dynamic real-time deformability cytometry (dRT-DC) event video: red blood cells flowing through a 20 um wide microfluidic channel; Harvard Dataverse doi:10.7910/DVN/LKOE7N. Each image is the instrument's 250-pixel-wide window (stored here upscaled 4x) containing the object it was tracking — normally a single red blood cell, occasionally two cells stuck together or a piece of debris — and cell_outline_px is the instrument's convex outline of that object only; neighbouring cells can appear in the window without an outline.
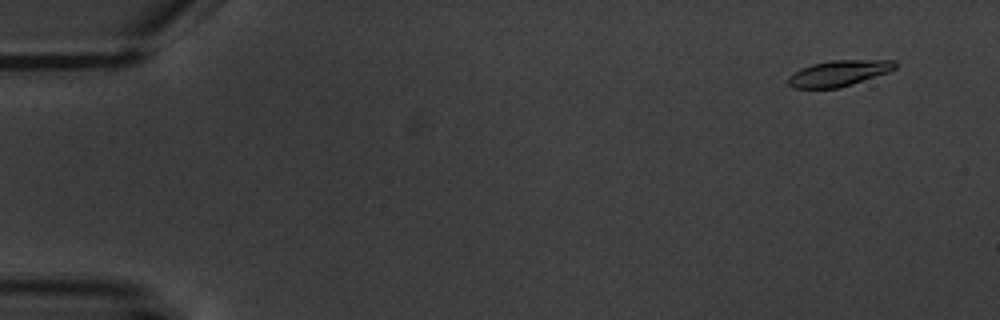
{"species": "common noctule bat (a hibernating species)", "species_latin": "Nyctalus noctula", "temperature_condition": "warm", "stored_images_in_passage": 5, "camera_frame_rate_fps": 3000, "um_per_image_px": 0.085, "animal": {"sex": "male", "body_mass_g": 20.1, "forearm_length_mm": 53.5}, "frame": {"image": 1, "passage_image": 1, "time_ms": 0.0, "image_size_px": [1000, 320], "cell_outline_px": [[896, 68], [888, 72], [840, 88], [796, 88], [788, 84], [788, 76], [800, 68], [812, 64], [832, 60], [896, 60]], "centroid_in_image_um": [71.29, 6.22], "position_along_channel_um": 13.7, "area_um2": 16.07}}
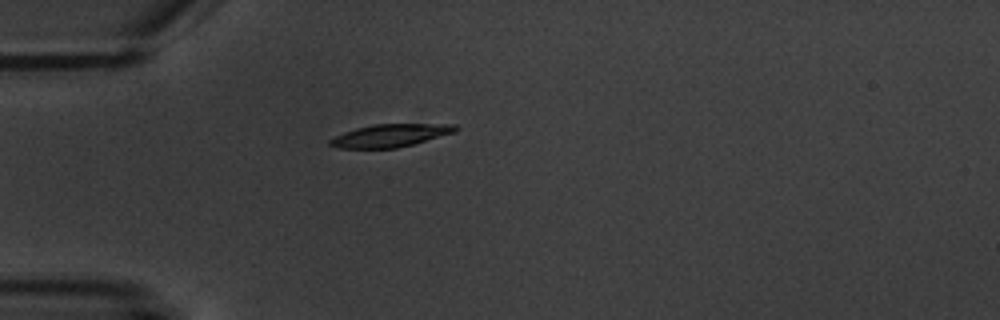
{"frame": {"image": 2, "passage_image": 4, "time_ms": 4.333, "image_size_px": [1000, 320], "cell_outline_px": [[460, 128], [456, 132], [412, 144], [396, 148], [336, 148], [328, 144], [328, 140], [344, 132], [356, 128], [372, 124], [456, 124]], "centroid_in_image_um": [33.18, 11.51], "position_along_channel_um": 51.8, "area_um2": 16.65}}